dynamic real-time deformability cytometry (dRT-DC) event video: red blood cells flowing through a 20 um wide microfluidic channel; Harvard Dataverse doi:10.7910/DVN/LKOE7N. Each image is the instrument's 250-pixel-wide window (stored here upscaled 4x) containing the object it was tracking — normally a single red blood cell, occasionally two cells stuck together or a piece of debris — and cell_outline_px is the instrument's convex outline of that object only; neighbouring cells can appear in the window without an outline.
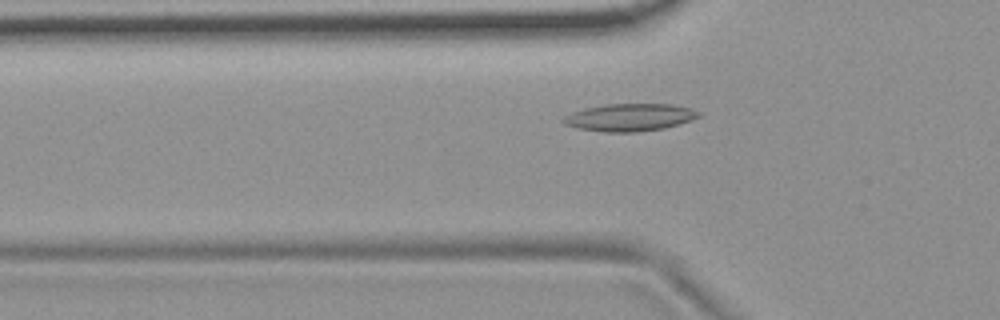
{"species": "common noctule bat (a hibernating species)", "species_latin": "Nyctalus noctula", "temperature_condition": "room temperature", "stored_images_in_passage": 48, "camera_frame_rate_fps": 3000, "um_per_image_px": 0.085, "animal": {"sex": "female", "body_mass_g": 19.9}, "frame": {"image": 1, "passage_image": 12, "time_ms": 3.667, "image_size_px": [1000, 320], "cell_outline_px": [[700, 116], [692, 120], [680, 124], [664, 128], [636, 132], [604, 132], [576, 128], [564, 124], [560, 120], [564, 116], [572, 112], [584, 108], [604, 104], [672, 104], [692, 108], [700, 112]], "centroid_in_image_um": [53.51, 9.97], "position_along_channel_um": 72.3, "area_um2": 21.91}}
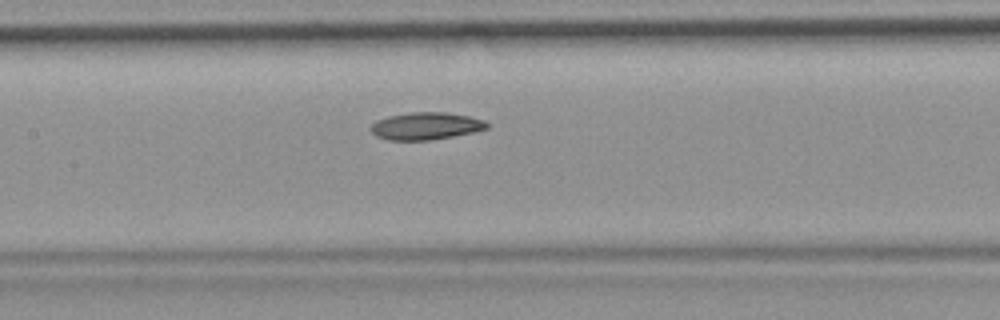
{"frame": {"image": 2, "passage_image": 20, "time_ms": 6.333, "image_size_px": [1000, 320], "cell_outline_px": [[488, 128], [472, 132], [432, 140], [388, 140], [376, 136], [368, 128], [376, 120], [388, 116], [408, 112], [448, 112], [468, 116], [484, 120], [488, 124]], "centroid_in_image_um": [36.16, 10.7], "position_along_channel_um": 171.2, "area_um2": 18.55}}
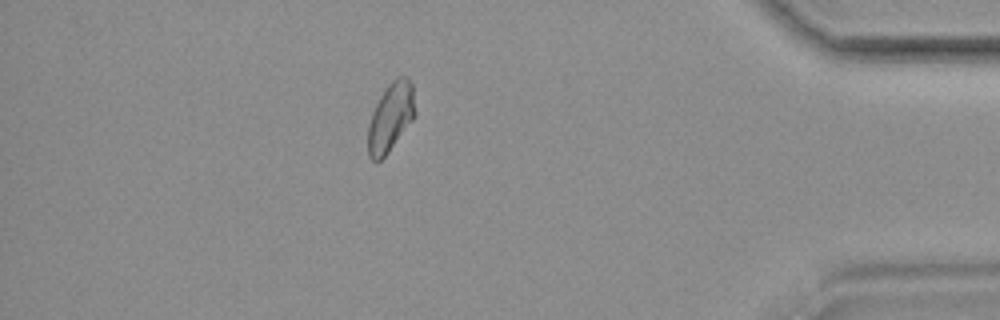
{"frame": {"image": 3, "passage_image": 42, "time_ms": 13.667, "image_size_px": [1000, 320], "cell_outline_px": [[416, 112], [412, 120], [388, 152], [380, 160], [372, 160], [368, 156], [368, 124], [372, 112], [380, 96], [388, 84], [396, 76], [408, 76], [412, 84]], "centroid_in_image_um": [33.2, 9.92], "position_along_channel_um": 402.0, "area_um2": 18.79}}